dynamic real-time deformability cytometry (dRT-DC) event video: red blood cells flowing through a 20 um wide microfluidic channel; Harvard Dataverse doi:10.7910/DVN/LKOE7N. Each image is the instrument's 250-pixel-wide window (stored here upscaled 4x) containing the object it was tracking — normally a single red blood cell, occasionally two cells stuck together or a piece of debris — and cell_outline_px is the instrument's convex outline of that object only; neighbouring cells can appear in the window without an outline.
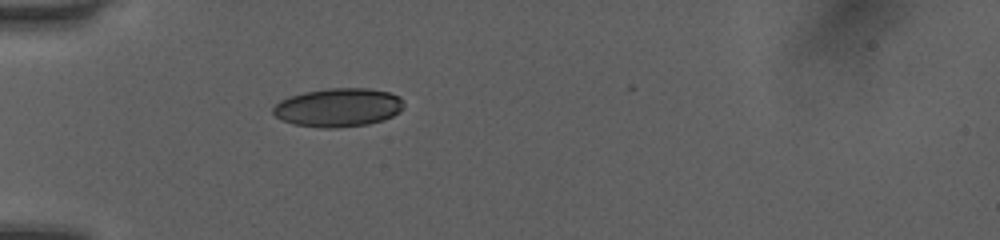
{"species": "human", "species_latin": "Homo sapiens", "temperature_condition": "room temperature", "stored_images_in_passage": 1, "camera_frame_rate_fps": 3000, "um_per_image_px": 0.085, "donor": {"sex": "female"}, "frame": {"image": 1, "passage_image": 1, "time_ms": 0.0, "image_size_px": [1000, 240], "cell_outline_px": [[404, 108], [400, 112], [384, 120], [368, 124], [336, 128], [320, 128], [292, 124], [280, 120], [272, 112], [272, 108], [280, 100], [288, 96], [304, 92], [328, 88], [368, 88], [388, 92], [400, 96], [404, 100]], "centroid_in_image_um": [28.75, 9.14], "position_along_channel_um": 56.2, "area_um2": 29.82}}